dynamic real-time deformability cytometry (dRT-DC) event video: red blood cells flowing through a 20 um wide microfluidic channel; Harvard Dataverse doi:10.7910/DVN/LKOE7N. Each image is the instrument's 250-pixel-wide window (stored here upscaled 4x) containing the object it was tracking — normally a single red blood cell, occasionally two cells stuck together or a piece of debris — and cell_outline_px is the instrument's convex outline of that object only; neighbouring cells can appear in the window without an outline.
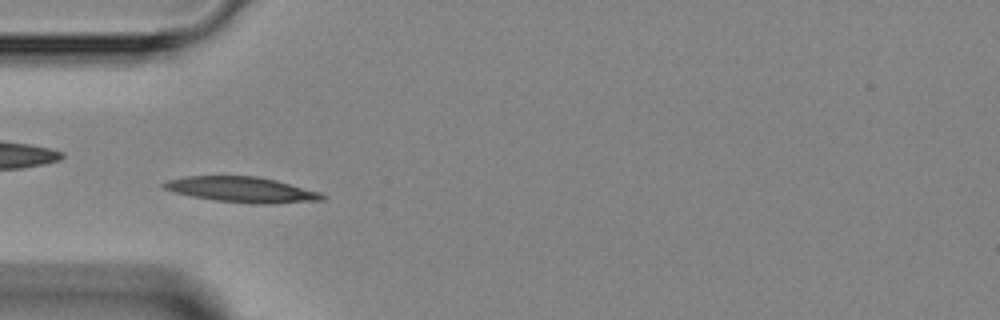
{"species": "Egyptian fruit bat (a non-hibernating species)", "species_latin": "Rousettus aegyptiacus", "temperature_condition": "room temperature", "stored_images_in_passage": 5, "camera_frame_rate_fps": 3000, "um_per_image_px": 0.085, "animal": {"sex": "female"}, "frame": {"image": 1, "passage_image": 4, "time_ms": 3.333, "image_size_px": [1000, 320], "cell_outline_px": [[328, 196], [324, 200], [276, 204], [252, 204], [216, 200], [192, 196], [176, 192], [164, 188], [160, 184], [168, 180], [184, 176], [256, 176], [276, 180], [320, 192]], "centroid_in_image_um": [20.61, 16.12], "position_along_channel_um": 64.4, "area_um2": 23.58}}
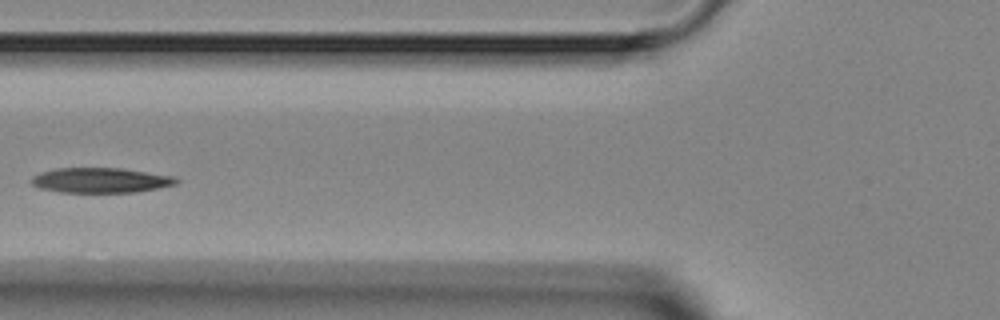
{"frame": {"image": 2, "passage_image": 5, "time_ms": 4.667, "image_size_px": [1000, 320], "cell_outline_px": [[180, 180], [176, 184], [136, 192], [60, 192], [40, 188], [32, 184], [32, 176], [40, 172], [56, 168], [120, 168], [176, 176]], "centroid_in_image_um": [8.57, 15.31], "position_along_channel_um": 117.2, "area_um2": 21.1}}